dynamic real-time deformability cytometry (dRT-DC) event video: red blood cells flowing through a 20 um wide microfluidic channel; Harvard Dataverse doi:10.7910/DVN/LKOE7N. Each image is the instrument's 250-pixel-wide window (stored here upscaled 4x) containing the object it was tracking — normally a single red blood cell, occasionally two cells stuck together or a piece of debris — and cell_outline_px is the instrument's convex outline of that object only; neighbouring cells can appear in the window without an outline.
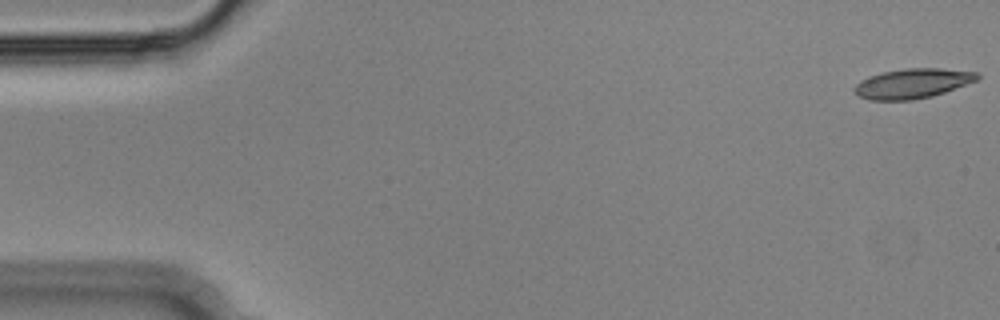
{"species": "Egyptian fruit bat (a non-hibernating species)", "species_latin": "Rousettus aegyptiacus", "temperature_condition": "cold", "stored_images_in_passage": 55, "camera_frame_rate_fps": 3000, "um_per_image_px": 0.085, "animal": {"sex": "male"}, "frame": {"image": 1, "passage_image": 1, "time_ms": 0.0, "image_size_px": [1000, 320], "cell_outline_px": [[980, 76], [976, 80], [944, 92], [932, 96], [912, 100], [868, 100], [860, 96], [852, 88], [860, 80], [868, 76], [880, 72], [904, 68], [940, 68], [980, 72]], "centroid_in_image_um": [77.54, 7.08], "position_along_channel_um": 7.5, "area_um2": 21.39}}
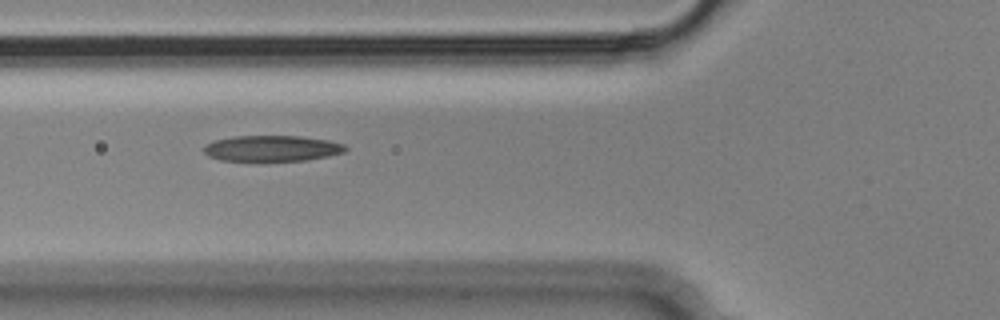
{"frame": {"image": 2, "passage_image": 20, "time_ms": 6.333, "image_size_px": [1000, 320], "cell_outline_px": [[348, 148], [344, 152], [328, 156], [308, 160], [264, 164], [220, 160], [208, 156], [204, 152], [204, 144], [216, 140], [232, 136], [300, 136], [328, 140], [344, 144]], "centroid_in_image_um": [23.08, 12.66], "position_along_channel_um": 102.7, "area_um2": 22.48}}
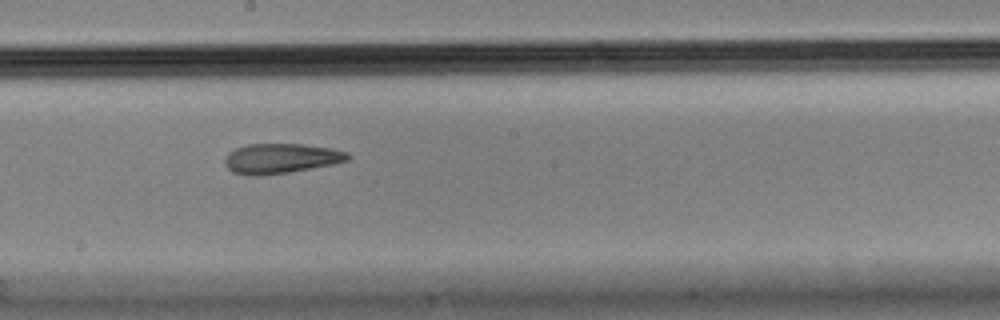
{"frame": {"image": 3, "passage_image": 30, "time_ms": 9.667, "image_size_px": [1000, 320], "cell_outline_px": [[352, 156], [348, 160], [332, 164], [288, 172], [260, 176], [248, 176], [232, 172], [224, 164], [224, 156], [228, 152], [236, 148], [248, 144], [304, 144], [332, 148], [348, 152]], "centroid_in_image_um": [23.84, 13.47], "position_along_channel_um": 224.4, "area_um2": 21.62}, "authors_computed_cell_mechanics": {"area_um2": 22.4264, "velocity_mm_per_s": 3.6358, "shape_relaxation_time_tau1_ms": null, "shape_relaxation_time_tau2_ms": 3.9816, "deformation_change_tau1": null, "deformation_change_tau2": 0.1317}}